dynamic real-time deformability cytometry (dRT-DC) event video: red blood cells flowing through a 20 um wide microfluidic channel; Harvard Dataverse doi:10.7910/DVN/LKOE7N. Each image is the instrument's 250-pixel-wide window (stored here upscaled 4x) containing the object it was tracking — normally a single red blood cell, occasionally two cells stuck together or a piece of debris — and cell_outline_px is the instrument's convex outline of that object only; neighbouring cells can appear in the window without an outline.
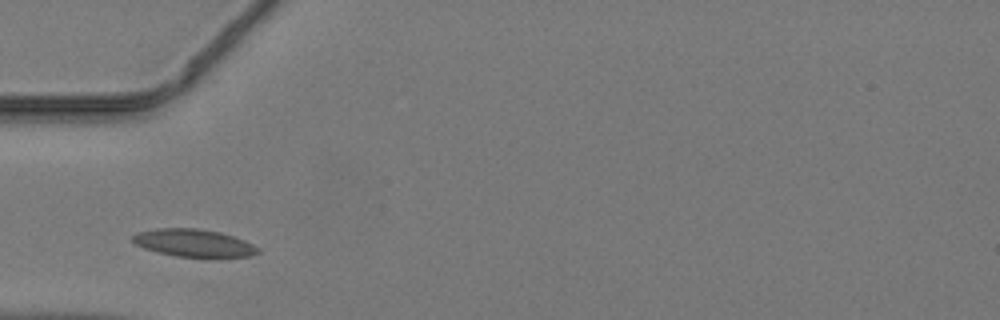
{"species": "common noctule bat (a hibernating species)", "species_latin": "Nyctalus noctula", "temperature_condition": "warm", "stored_images_in_passage": 31, "camera_frame_rate_fps": 3000, "um_per_image_px": 0.085, "animal": {"sex": "male", "body_mass_g": 19.2, "forearm_length_mm": 51.8}, "frame": {"image": 1, "passage_image": 1, "time_ms": 0.0, "image_size_px": [1000, 320], "cell_outline_px": [[260, 252], [252, 256], [216, 260], [208, 260], [176, 256], [156, 252], [144, 248], [136, 244], [132, 240], [132, 236], [140, 232], [156, 228], [196, 228], [220, 232], [244, 240], [260, 248]], "centroid_in_image_um": [16.56, 20.71], "position_along_channel_um": 68.4, "area_um2": 21.04}}
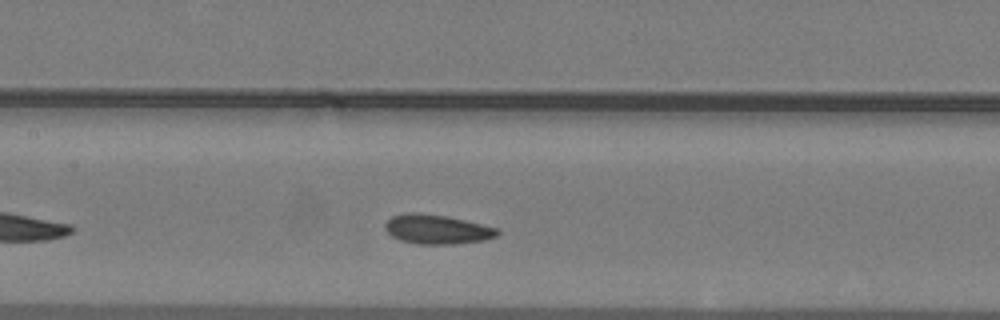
{"frame": {"image": 2, "passage_image": 8, "time_ms": 2.333, "image_size_px": [1000, 320], "cell_outline_px": [[500, 232], [496, 236], [484, 240], [452, 244], [416, 244], [400, 240], [392, 236], [384, 228], [384, 224], [392, 216], [408, 212], [412, 212], [444, 216], [464, 220], [500, 228]], "centroid_in_image_um": [37.14, 19.5], "position_along_channel_um": 170.3, "area_um2": 19.13}}
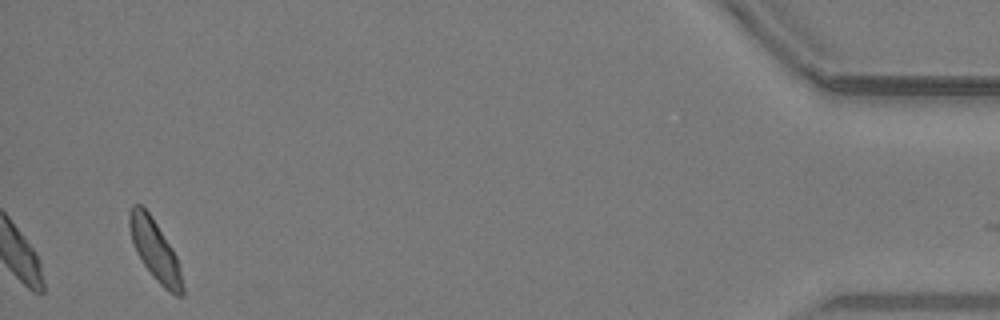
{"frame": {"image": 3, "passage_image": 31, "time_ms": 10.0, "image_size_px": [1000, 320], "cell_outline_px": [[184, 296], [176, 296], [168, 292], [152, 276], [136, 252], [132, 240], [128, 224], [128, 212], [132, 204], [140, 204], [152, 216], [172, 248], [176, 256], [184, 284]], "centroid_in_image_um": [13.17, 21.27], "position_along_channel_um": 422.0, "area_um2": 18.84}}